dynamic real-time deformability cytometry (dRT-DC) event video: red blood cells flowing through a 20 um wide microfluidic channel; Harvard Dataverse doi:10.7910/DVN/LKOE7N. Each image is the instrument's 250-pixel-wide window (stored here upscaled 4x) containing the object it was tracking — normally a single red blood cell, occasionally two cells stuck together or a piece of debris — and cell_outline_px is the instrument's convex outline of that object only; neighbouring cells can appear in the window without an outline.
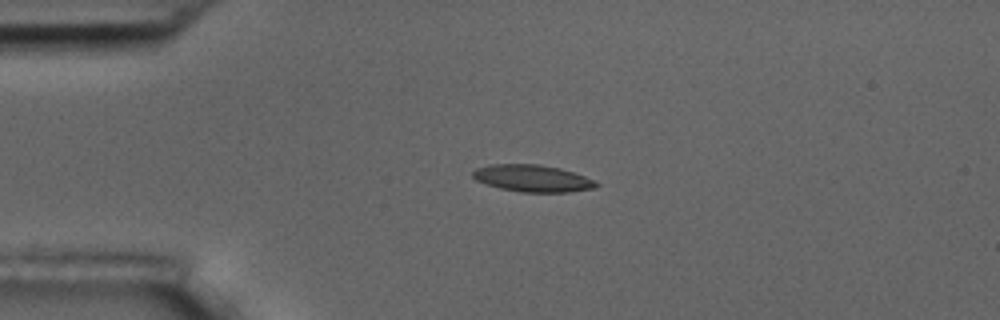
{"species": "common noctule bat (a hibernating species)", "species_latin": "Nyctalus noctula", "temperature_condition": "room temperature", "stored_images_in_passage": 5, "camera_frame_rate_fps": 3000, "um_per_image_px": 0.085, "animal": {"sex": "male", "body_mass_g": 17.5, "forearm_length_mm": 52.3}, "frame": {"image": 1, "passage_image": 3, "time_ms": 3.0, "image_size_px": [1000, 320], "cell_outline_px": [[600, 184], [592, 188], [568, 192], [520, 192], [500, 188], [476, 180], [472, 176], [472, 172], [476, 168], [492, 164], [540, 164], [560, 168], [596, 180]], "centroid_in_image_um": [45.26, 15.15], "position_along_channel_um": 39.7, "area_um2": 19.31}}